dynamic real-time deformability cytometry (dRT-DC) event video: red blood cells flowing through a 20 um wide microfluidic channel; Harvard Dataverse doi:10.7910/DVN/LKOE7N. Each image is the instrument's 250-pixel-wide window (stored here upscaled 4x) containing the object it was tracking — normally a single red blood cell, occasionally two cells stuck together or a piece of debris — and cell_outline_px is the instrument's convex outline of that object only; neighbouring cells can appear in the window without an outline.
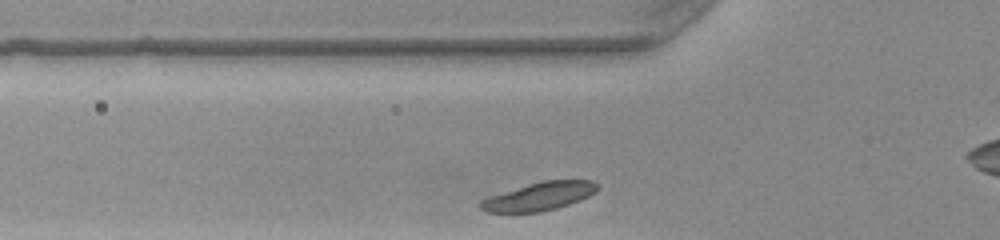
{"species": "common noctule bat (a hibernating species)", "species_latin": "Nyctalus noctula", "temperature_condition": "warm", "stored_images_in_passage": 26, "camera_frame_rate_fps": 3000, "um_per_image_px": 0.085, "animal": {"sex": "female", "body_mass_g": 22.0, "forearm_length_mm": 56.7}, "frame": {"image": 1, "passage_image": 5, "time_ms": 1.333, "image_size_px": [1000, 240], "cell_outline_px": [[600, 188], [596, 192], [580, 200], [556, 208], [540, 212], [488, 212], [480, 208], [480, 200], [488, 196], [528, 184], [544, 180], [592, 180], [600, 184]], "centroid_in_image_um": [45.87, 16.68], "position_along_channel_um": 79.9, "area_um2": 19.25}}
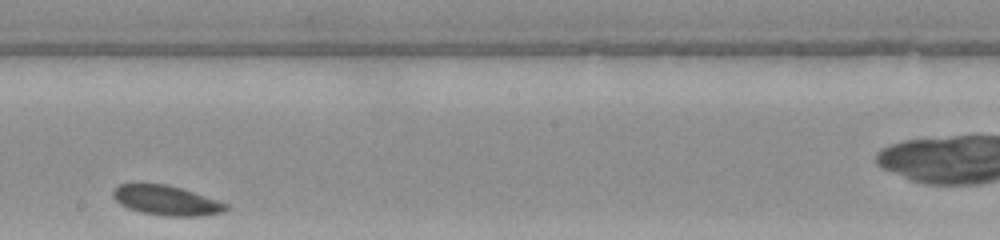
{"frame": {"image": 2, "passage_image": 17, "time_ms": 5.333, "image_size_px": [1000, 240], "cell_outline_px": [[228, 208], [220, 212], [204, 216], [164, 216], [140, 212], [128, 208], [120, 204], [112, 196], [112, 192], [120, 184], [140, 180], [168, 184], [228, 204]], "centroid_in_image_um": [14.04, 16.99], "position_along_channel_um": 234.2, "area_um2": 20.0}}
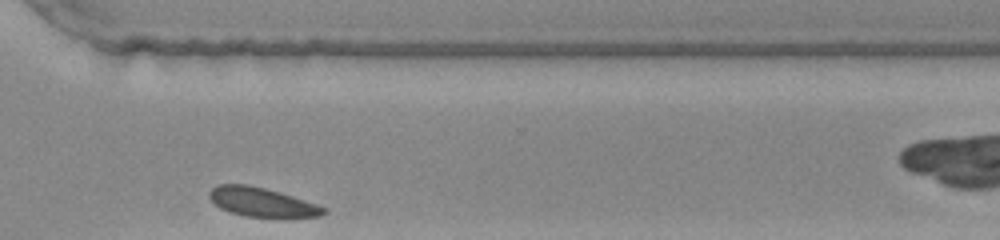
{"frame": {"image": 3, "passage_image": 26, "time_ms": 8.333, "image_size_px": [1000, 240], "cell_outline_px": [[328, 212], [320, 216], [288, 220], [276, 220], [244, 216], [228, 212], [220, 208], [208, 196], [208, 192], [216, 184], [248, 184], [280, 192], [328, 208]], "centroid_in_image_um": [22.33, 17.24], "position_along_channel_um": 348.3, "area_um2": 20.4}}